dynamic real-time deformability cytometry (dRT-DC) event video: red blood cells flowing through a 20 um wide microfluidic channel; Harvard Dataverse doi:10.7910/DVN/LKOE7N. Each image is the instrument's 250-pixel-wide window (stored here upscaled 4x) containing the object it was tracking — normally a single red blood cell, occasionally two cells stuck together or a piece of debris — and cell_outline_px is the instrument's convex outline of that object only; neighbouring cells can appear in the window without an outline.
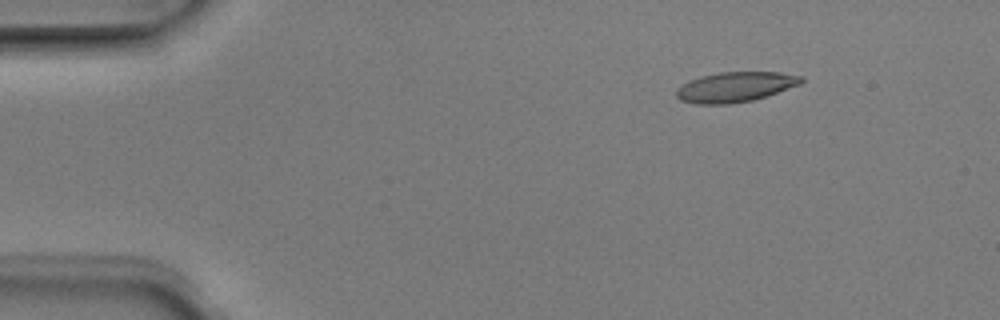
{"species": "Egyptian fruit bat (a non-hibernating species)", "species_latin": "Rousettus aegyptiacus", "temperature_condition": "room temperature", "stored_images_in_passage": 6, "camera_frame_rate_fps": 3000, "um_per_image_px": 0.085, "animal": {"sex": "male"}, "frame": {"image": 1, "passage_image": 2, "time_ms": 0.333, "image_size_px": [1000, 320], "cell_outline_px": [[804, 80], [800, 84], [752, 100], [728, 104], [696, 104], [680, 100], [676, 96], [676, 88], [688, 80], [700, 76], [720, 72], [780, 72], [804, 76]], "centroid_in_image_um": [62.46, 7.38], "position_along_channel_um": 22.5, "area_um2": 21.85}}
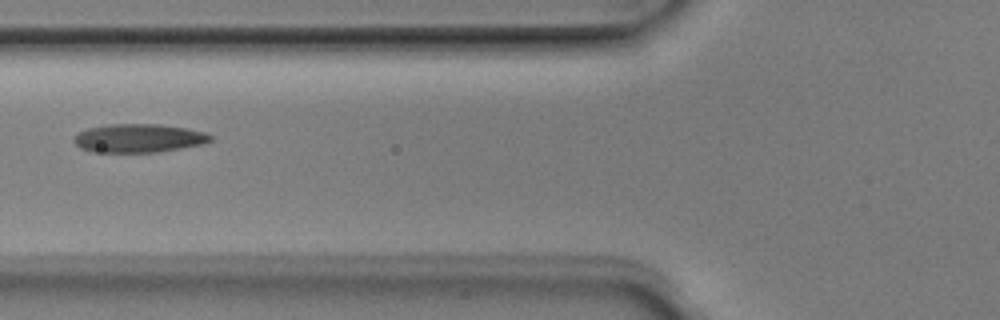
{"frame": {"image": 2, "passage_image": 6, "time_ms": 1.667, "image_size_px": [1000, 320], "cell_outline_px": [[212, 140], [204, 144], [156, 152], [92, 152], [80, 148], [72, 140], [80, 132], [88, 128], [108, 124], [160, 124], [184, 128], [204, 132], [212, 136]], "centroid_in_image_um": [11.78, 11.75], "position_along_channel_um": 114.0, "area_um2": 22.6}}